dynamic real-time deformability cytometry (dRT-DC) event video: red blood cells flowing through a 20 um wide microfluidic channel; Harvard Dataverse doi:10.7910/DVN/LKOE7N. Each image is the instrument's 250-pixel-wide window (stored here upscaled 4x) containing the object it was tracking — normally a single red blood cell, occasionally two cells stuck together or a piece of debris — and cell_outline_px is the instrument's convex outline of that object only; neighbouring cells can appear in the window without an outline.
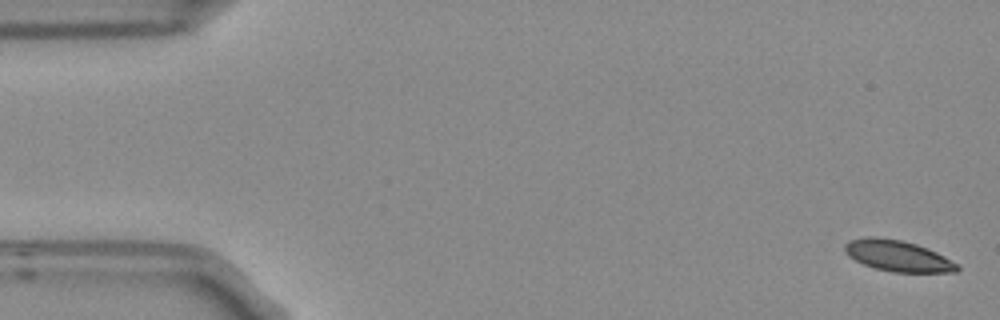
{"species": "Egyptian fruit bat (a non-hibernating species)", "species_latin": "Rousettus aegyptiacus", "temperature_condition": "room temperature", "stored_images_in_passage": 5, "segment_of_instrument_passage": [1, 2], "camera_frame_rate_fps": 3000, "um_per_image_px": 0.085, "frame": {"image": 1, "passage_image": 1, "time_ms": 0.0, "image_size_px": [1000, 320], "cell_outline_px": [[960, 268], [956, 272], [892, 272], [876, 268], [864, 264], [848, 256], [844, 252], [844, 244], [848, 240], [864, 236], [872, 236], [900, 240], [916, 244], [928, 248], [960, 264]], "centroid_in_image_um": [76.3, 21.74], "position_along_channel_um": 8.7, "area_um2": 20.46}}
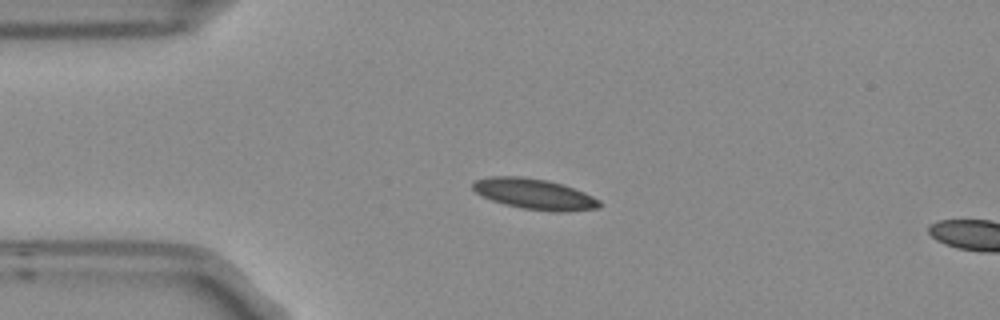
{"frame": {"image": 2, "passage_image": 4, "time_ms": 1.0, "image_size_px": [1000, 320], "cell_outline_px": [[600, 204], [596, 208], [564, 212], [552, 212], [524, 208], [504, 204], [492, 200], [476, 192], [472, 188], [472, 184], [476, 180], [488, 176], [524, 176], [548, 180], [584, 192], [600, 200]], "centroid_in_image_um": [45.4, 16.48], "position_along_channel_um": 39.6, "area_um2": 22.43}}